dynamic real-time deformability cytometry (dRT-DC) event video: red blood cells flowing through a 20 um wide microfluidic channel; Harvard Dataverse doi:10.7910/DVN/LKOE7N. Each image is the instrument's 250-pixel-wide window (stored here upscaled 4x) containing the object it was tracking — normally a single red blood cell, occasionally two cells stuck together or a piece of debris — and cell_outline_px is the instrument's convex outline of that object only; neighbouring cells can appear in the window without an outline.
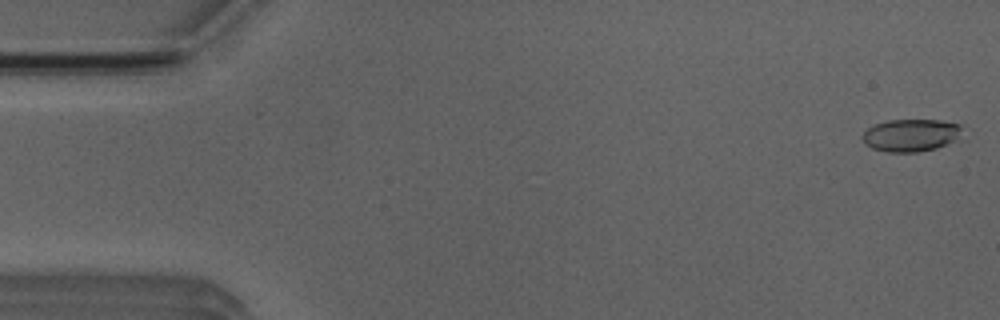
{"species": "Egyptian fruit bat (a non-hibernating species)", "species_latin": "Rousettus aegyptiacus", "temperature_condition": "room temperature", "stored_images_in_passage": 51, "camera_frame_rate_fps": 3000, "um_per_image_px": 0.085, "animal": {"sex": "male"}, "frame": {"image": 1, "passage_image": 1, "time_ms": 0.0, "image_size_px": [1000, 320], "cell_outline_px": [[960, 128], [956, 140], [936, 148], [916, 152], [888, 152], [872, 148], [864, 144], [860, 136], [872, 124], [888, 120], [940, 120], [960, 124]], "centroid_in_image_um": [77.35, 11.49], "position_along_channel_um": 7.7, "area_um2": 18.84}}
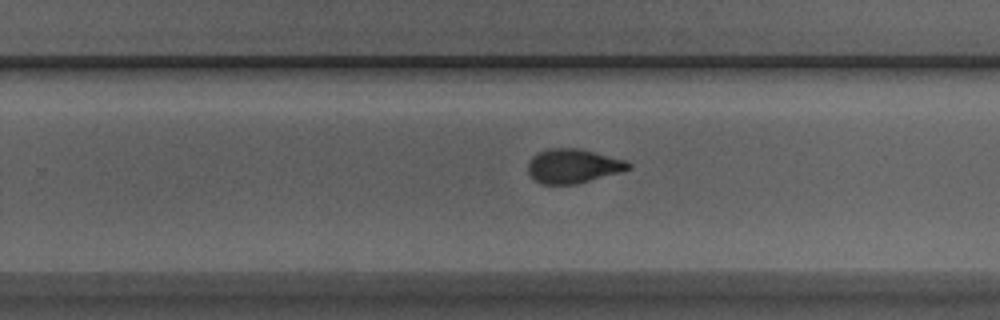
{"frame": {"image": 2, "passage_image": 32, "time_ms": 10.333, "image_size_px": [1000, 320], "cell_outline_px": [[632, 168], [620, 172], [576, 184], [540, 184], [528, 172], [528, 160], [536, 152], [548, 148], [580, 148], [628, 160], [632, 164]], "centroid_in_image_um": [48.73, 14.09], "position_along_channel_um": 281.1, "area_um2": 20.29}}
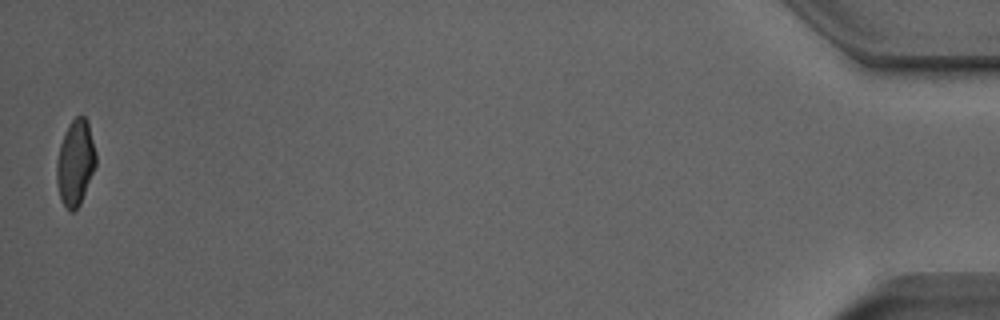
{"frame": {"image": 3, "passage_image": 51, "time_ms": 16.667, "image_size_px": [1000, 320], "cell_outline_px": [[96, 164], [80, 204], [72, 212], [60, 200], [56, 184], [56, 160], [60, 144], [64, 132], [68, 124], [80, 112], [88, 120], [96, 152]], "centroid_in_image_um": [6.39, 13.77], "position_along_channel_um": 428.8, "area_um2": 19.83}, "authors_computed_cell_mechanics": {"area_um2": 20.23, "velocity_mm_per_s": 3.9412, "shape_relaxation_time_tau1_ms": 4.7582, "shape_relaxation_time_tau2_ms": 1.1602, "deformation_change_tau1": 0.1751, "deformation_change_tau2": 0.0741}}